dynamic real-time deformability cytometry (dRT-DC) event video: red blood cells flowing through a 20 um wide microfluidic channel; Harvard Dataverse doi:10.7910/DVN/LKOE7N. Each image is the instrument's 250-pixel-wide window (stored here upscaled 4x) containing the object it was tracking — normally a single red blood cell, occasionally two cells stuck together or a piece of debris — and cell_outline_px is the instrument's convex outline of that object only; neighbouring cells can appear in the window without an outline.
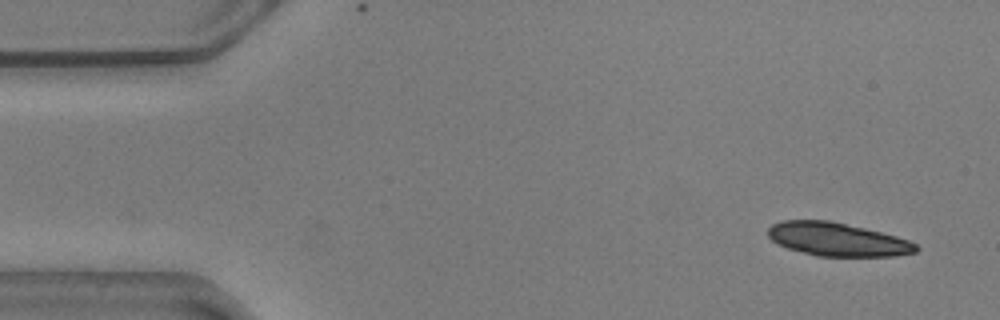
{"species": "common noctule bat (a hibernating species)", "species_latin": "Nyctalus noctula", "temperature_condition": "warm", "stored_images_in_passage": 47, "camera_frame_rate_fps": 3000, "um_per_image_px": 0.085, "animal": {"sex": "male", "body_mass_g": 20.5, "forearm_length_mm": 52.5}, "frame": {"image": 1, "passage_image": 1, "time_ms": 0.0, "image_size_px": [1000, 320], "cell_outline_px": [[920, 248], [916, 252], [892, 256], [816, 256], [788, 248], [776, 244], [768, 236], [768, 228], [772, 224], [780, 220], [828, 220], [864, 228], [896, 236], [908, 240], [916, 244]], "centroid_in_image_um": [71.14, 20.34], "position_along_channel_um": 13.9, "area_um2": 28.73}, "authors_computed_cell_mechanics": {"area_um2": 20.3456, "velocity_mm_per_s": 3.579, "shape_relaxation_time_tau1_ms": 3.1999, "shape_relaxation_time_tau2_ms": 3.1995, "deformation_change_tau1": 0.1455, "deformation_change_tau2": 0.1012}}